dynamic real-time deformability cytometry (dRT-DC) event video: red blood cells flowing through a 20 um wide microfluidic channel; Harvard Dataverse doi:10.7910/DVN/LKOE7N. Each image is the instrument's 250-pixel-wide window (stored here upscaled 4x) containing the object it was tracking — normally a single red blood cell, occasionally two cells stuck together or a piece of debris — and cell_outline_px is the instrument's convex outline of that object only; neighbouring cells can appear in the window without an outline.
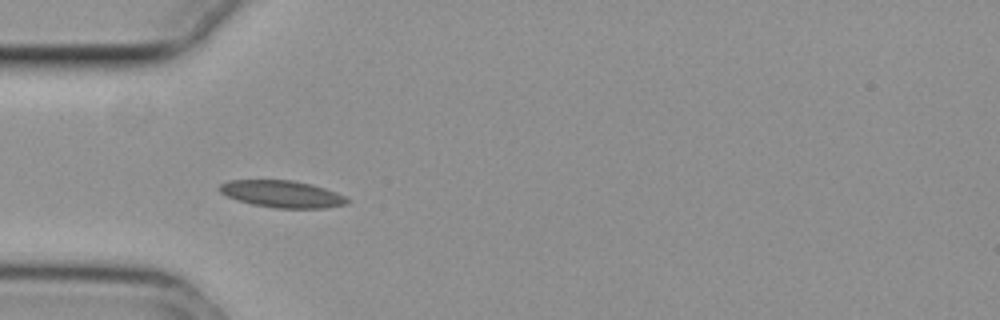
{"species": "common noctule bat (a hibernating species)", "species_latin": "Nyctalus noctula", "temperature_condition": "cold", "stored_images_in_passage": 39, "camera_frame_rate_fps": 3000, "um_per_image_px": 0.085, "animal": {"sex": "female", "body_mass_g": 29.2, "forearm_length_mm": 56.3}, "frame": {"image": 1, "passage_image": 1, "time_ms": 0.0, "image_size_px": [1000, 320], "cell_outline_px": [[352, 200], [348, 204], [328, 208], [272, 208], [252, 204], [236, 200], [220, 192], [216, 188], [220, 184], [228, 180], [292, 180], [312, 184], [336, 192]], "centroid_in_image_um": [23.98, 16.49], "position_along_channel_um": 61.0, "area_um2": 20.35}}
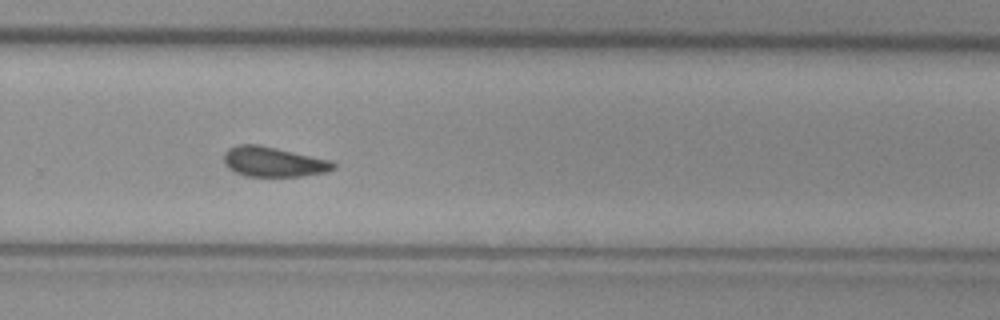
{"frame": {"image": 2, "passage_image": 21, "time_ms": 6.667, "image_size_px": [1000, 320], "cell_outline_px": [[336, 168], [328, 172], [304, 176], [248, 176], [236, 172], [228, 168], [224, 164], [224, 152], [228, 148], [240, 144], [260, 144], [332, 160], [336, 164]], "centroid_in_image_um": [23.27, 13.75], "position_along_channel_um": 306.5, "area_um2": 19.36}}
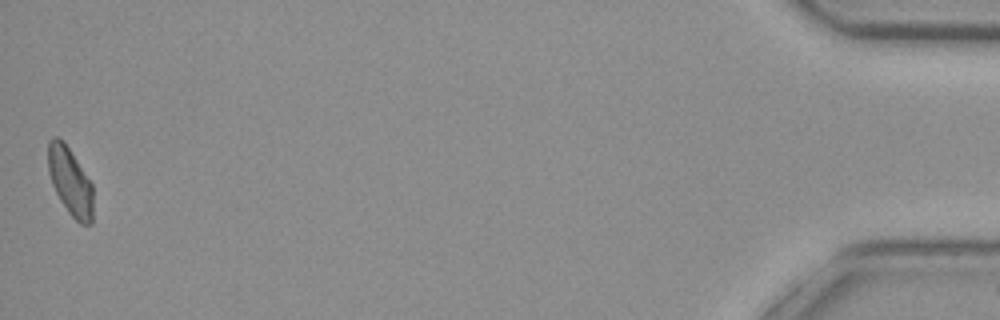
{"frame": {"image": 3, "passage_image": 39, "time_ms": 12.667, "image_size_px": [1000, 320], "cell_outline_px": [[92, 224], [80, 224], [68, 212], [60, 200], [52, 184], [48, 172], [48, 140], [52, 136], [56, 136], [64, 140], [92, 184]], "centroid_in_image_um": [5.94, 15.39], "position_along_channel_um": 429.3, "area_um2": 17.8}, "authors_computed_cell_mechanics": {"area_um2": 19.0162, "velocity_mm_per_s": 3.7262, "shape_relaxation_time_tau1_ms": 7.2303, "shape_relaxation_time_tau2_ms": 4.4582, "deformation_change_tau1": 0.1355, "deformation_change_tau2": 0.0865}}